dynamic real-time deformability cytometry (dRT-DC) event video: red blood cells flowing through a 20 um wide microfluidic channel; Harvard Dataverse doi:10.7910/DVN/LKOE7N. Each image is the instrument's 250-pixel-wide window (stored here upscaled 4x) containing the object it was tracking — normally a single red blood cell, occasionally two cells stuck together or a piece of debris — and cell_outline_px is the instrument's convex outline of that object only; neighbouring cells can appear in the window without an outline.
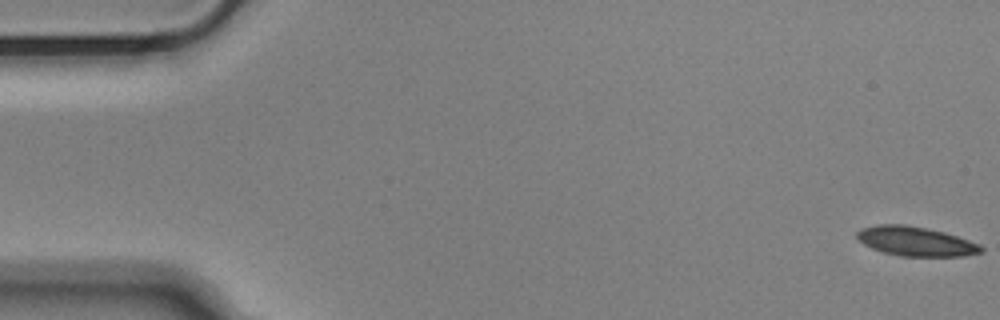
{"species": "Egyptian fruit bat (a non-hibernating species)", "species_latin": "Rousettus aegyptiacus", "temperature_condition": "cold", "stored_images_in_passage": 12, "camera_frame_rate_fps": 3000, "um_per_image_px": 0.085, "animal": {"sex": "male"}, "frame": {"image": 1, "passage_image": 1, "time_ms": 0.0, "image_size_px": [1000, 320], "cell_outline_px": [[984, 252], [964, 256], [904, 256], [884, 252], [872, 248], [864, 244], [856, 236], [856, 232], [860, 228], [876, 224], [904, 224], [928, 228], [944, 232], [980, 244], [984, 248]], "centroid_in_image_um": [77.84, 20.5], "position_along_channel_um": 7.2, "area_um2": 21.27}}